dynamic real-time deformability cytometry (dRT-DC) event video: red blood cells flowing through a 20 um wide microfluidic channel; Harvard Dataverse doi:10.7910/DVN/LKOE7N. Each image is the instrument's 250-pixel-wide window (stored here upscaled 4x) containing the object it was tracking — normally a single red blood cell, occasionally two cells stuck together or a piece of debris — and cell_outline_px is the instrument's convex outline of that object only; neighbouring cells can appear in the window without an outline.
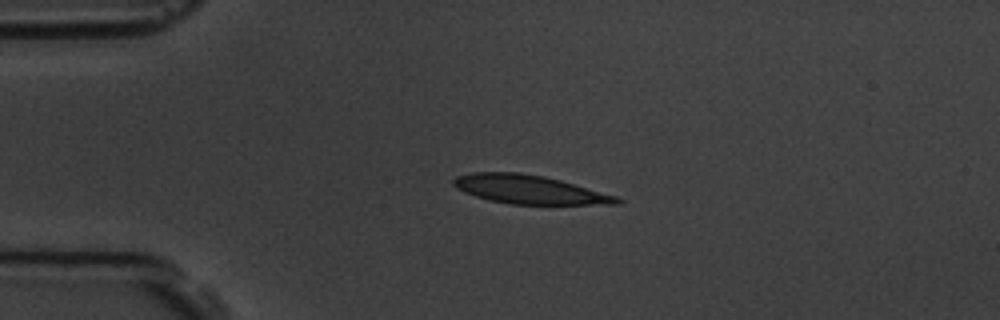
{"species": "common noctule bat (a hibernating species)", "species_latin": "Nyctalus noctula", "temperature_condition": "room temperature", "stored_images_in_passage": 4, "camera_frame_rate_fps": 3000, "um_per_image_px": 0.085, "animal": {"sex": "male", "body_mass_g": 19.5, "forearm_length_mm": 54.6}, "frame": {"image": 1, "passage_image": 3, "time_ms": 3.333, "image_size_px": [1000, 320], "cell_outline_px": [[624, 200], [620, 204], [512, 204], [488, 200], [464, 192], [456, 188], [452, 184], [452, 180], [456, 176], [472, 172], [520, 172], [544, 176], [560, 180], [616, 196]], "centroid_in_image_um": [44.95, 16.1], "position_along_channel_um": 40.0, "area_um2": 27.22}}